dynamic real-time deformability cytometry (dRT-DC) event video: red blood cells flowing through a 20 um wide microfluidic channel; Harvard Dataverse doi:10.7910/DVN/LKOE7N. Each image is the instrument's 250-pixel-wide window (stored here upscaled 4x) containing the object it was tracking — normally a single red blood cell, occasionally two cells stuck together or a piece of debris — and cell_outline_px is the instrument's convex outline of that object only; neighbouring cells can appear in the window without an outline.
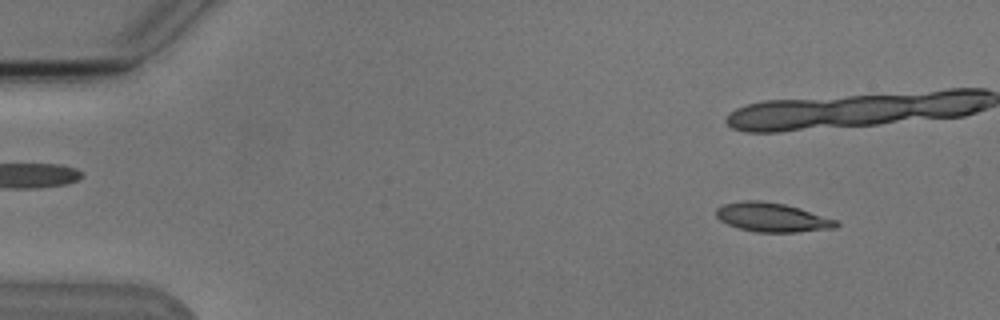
{"species": "Egyptian fruit bat (a non-hibernating species)", "species_latin": "Rousettus aegyptiacus", "temperature_condition": "cold", "stored_images_in_passage": 6, "camera_frame_rate_fps": 3000, "um_per_image_px": 0.085, "animal": {"sex": "male"}, "frame": {"image": 1, "passage_image": 1, "time_ms": 0.0, "image_size_px": [1000, 320], "cell_outline_px": [[840, 224], [836, 228], [796, 232], [756, 232], [740, 228], [728, 224], [720, 220], [716, 216], [716, 208], [724, 204], [744, 200], [760, 200], [784, 204], [800, 208], [836, 220]], "centroid_in_image_um": [65.63, 18.47], "position_along_channel_um": 19.4, "area_um2": 20.23}}